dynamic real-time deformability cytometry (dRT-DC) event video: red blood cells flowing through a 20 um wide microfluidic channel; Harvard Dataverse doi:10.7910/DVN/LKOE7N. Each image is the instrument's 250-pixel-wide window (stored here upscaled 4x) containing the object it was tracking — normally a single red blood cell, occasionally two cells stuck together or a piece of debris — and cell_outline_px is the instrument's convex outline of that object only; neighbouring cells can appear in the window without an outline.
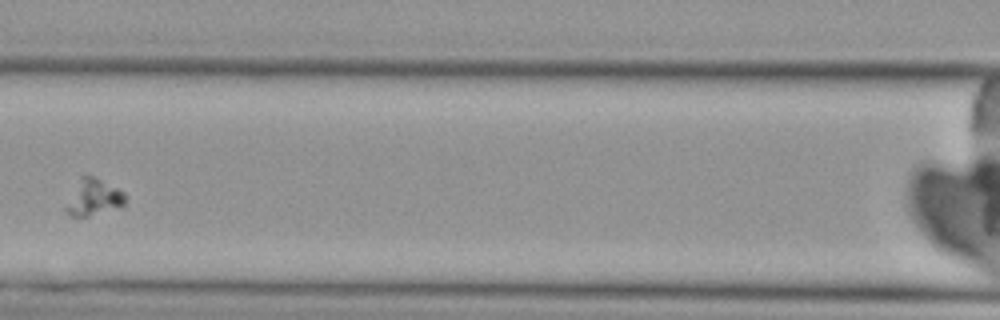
{"species": "Egyptian fruit bat (a non-hibernating species)", "species_latin": "Rousettus aegyptiacus", "temperature_condition": "cold", "stored_images_in_passage": 3, "camera_frame_rate_fps": 3000, "um_per_image_px": 0.085, "animal": {"sex": "female"}, "frame": {"image": 1, "passage_image": 3, "time_ms": 2.333, "image_size_px": [1000, 320], "cell_outline_px": [[124, 204], [88, 216], [72, 216], [64, 208], [84, 176], [92, 176], [124, 192]], "centroid_in_image_um": [7.96, 16.81], "position_along_channel_um": 158.6, "area_um2": 11.39}}